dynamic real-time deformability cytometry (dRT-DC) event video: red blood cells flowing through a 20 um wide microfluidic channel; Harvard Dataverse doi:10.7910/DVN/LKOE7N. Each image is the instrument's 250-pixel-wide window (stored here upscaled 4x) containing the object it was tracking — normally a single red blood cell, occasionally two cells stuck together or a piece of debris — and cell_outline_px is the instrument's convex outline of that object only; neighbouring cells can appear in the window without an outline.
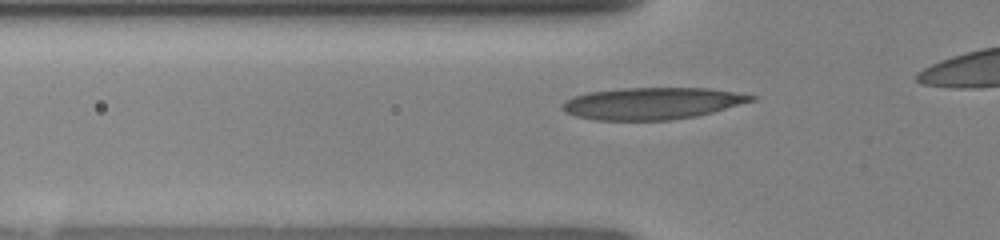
{"species": "human", "species_latin": "Homo sapiens", "temperature_condition": "room temperature", "stored_images_in_passage": 30, "camera_frame_rate_fps": 3000, "um_per_image_px": 0.085, "donor": {"sex": "female"}, "frame": {"image": 1, "passage_image": 6, "time_ms": 1.667, "image_size_px": [1000, 240], "cell_outline_px": [[756, 100], [712, 112], [696, 116], [668, 120], [596, 120], [576, 116], [564, 112], [560, 108], [560, 104], [564, 100], [572, 96], [588, 92], [624, 88], [712, 88], [756, 96]], "centroid_in_image_um": [55.37, 8.78], "position_along_channel_um": 70.4, "area_um2": 35.2}}
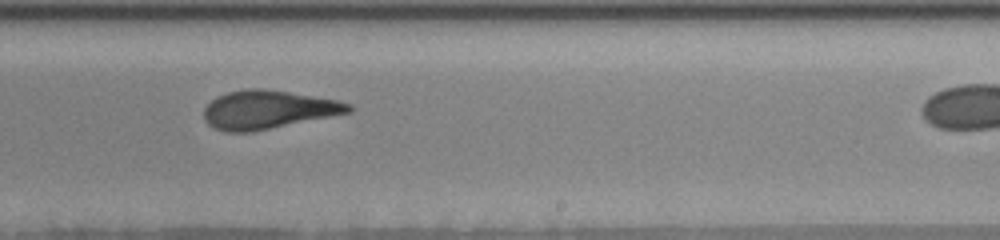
{"frame": {"image": 2, "passage_image": 20, "time_ms": 6.333, "image_size_px": [1000, 240], "cell_outline_px": [[352, 112], [252, 132], [224, 132], [212, 128], [204, 120], [204, 108], [216, 96], [228, 92], [248, 88], [264, 88], [336, 100], [352, 104]], "centroid_in_image_um": [22.74, 9.33], "position_along_channel_um": 266.3, "area_um2": 32.43}}
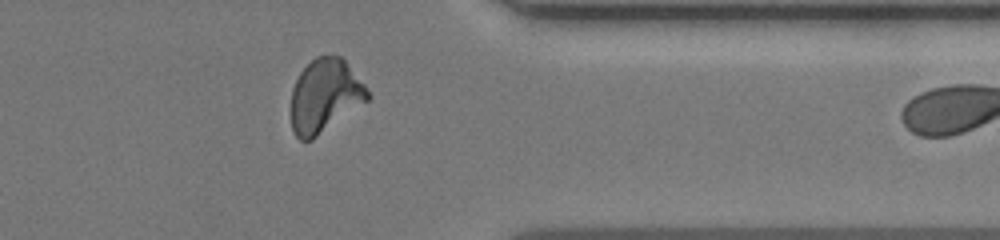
{"frame": {"image": 3, "passage_image": 29, "time_ms": 9.333, "image_size_px": [1000, 240], "cell_outline_px": [[372, 96], [368, 100], [312, 140], [300, 140], [292, 132], [292, 88], [300, 72], [316, 56], [340, 56], [344, 60], [364, 84]], "centroid_in_image_um": [27.61, 8.16], "position_along_channel_um": 383.8, "area_um2": 32.37}}